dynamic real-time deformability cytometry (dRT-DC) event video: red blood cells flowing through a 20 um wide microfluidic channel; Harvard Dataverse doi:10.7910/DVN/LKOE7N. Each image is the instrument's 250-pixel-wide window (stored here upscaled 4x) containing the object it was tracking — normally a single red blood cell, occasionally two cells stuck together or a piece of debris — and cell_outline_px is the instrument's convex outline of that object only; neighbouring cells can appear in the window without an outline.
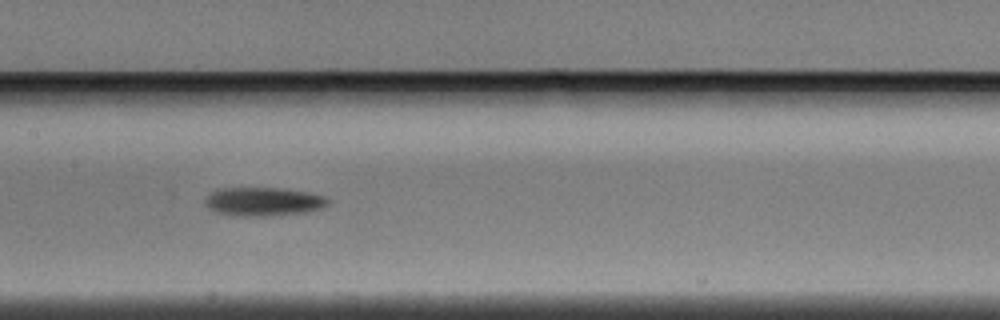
{"species": "Egyptian fruit bat (a non-hibernating species)", "species_latin": "Rousettus aegyptiacus", "temperature_condition": "warm", "stored_images_in_passage": 6, "camera_frame_rate_fps": 3000, "um_per_image_px": 0.085, "animal": {"sex": "male"}, "frame": {"image": 1, "passage_image": 6, "time_ms": 1.667, "image_size_px": [1000, 320], "cell_outline_px": [[328, 204], [324, 208], [308, 212], [272, 216], [244, 216], [216, 212], [208, 208], [204, 204], [204, 200], [212, 192], [220, 188], [284, 188], [308, 192], [324, 196], [328, 200]], "centroid_in_image_um": [22.42, 17.14], "position_along_channel_um": 185.0, "area_um2": 20.63}}